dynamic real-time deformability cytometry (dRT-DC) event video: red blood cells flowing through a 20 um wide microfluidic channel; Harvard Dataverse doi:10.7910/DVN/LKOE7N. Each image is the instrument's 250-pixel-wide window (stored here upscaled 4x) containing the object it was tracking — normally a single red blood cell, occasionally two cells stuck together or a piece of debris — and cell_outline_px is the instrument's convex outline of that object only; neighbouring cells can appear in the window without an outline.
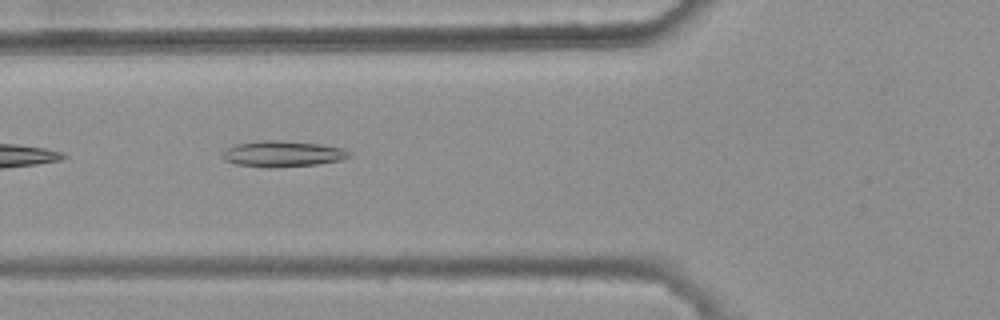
{"species": "common noctule bat (a hibernating species)", "species_latin": "Nyctalus noctula", "temperature_condition": "warm", "stored_images_in_passage": 5, "camera_frame_rate_fps": 3000, "um_per_image_px": 0.085, "animal": {"sex": "female", "body_mass_g": 25.1}, "frame": {"image": 1, "passage_image": 4, "time_ms": 1.0, "image_size_px": [1000, 320], "cell_outline_px": [[352, 156], [344, 160], [316, 164], [236, 164], [224, 160], [220, 156], [224, 148], [236, 144], [260, 140], [276, 140], [320, 144], [344, 148], [352, 152]], "centroid_in_image_um": [24.07, 13.01], "position_along_channel_um": 101.7, "area_um2": 18.32}}
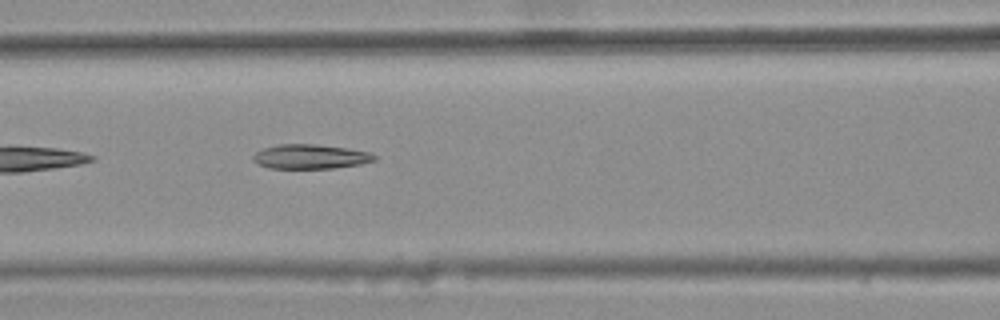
{"frame": {"image": 2, "passage_image": 5, "time_ms": 1.333, "image_size_px": [1000, 320], "cell_outline_px": [[376, 160], [360, 164], [332, 168], [268, 168], [256, 164], [252, 160], [252, 156], [256, 152], [264, 148], [280, 144], [316, 144], [348, 148], [368, 152], [376, 156]], "centroid_in_image_um": [26.35, 13.31], "position_along_channel_um": 140.3, "area_um2": 17.28}}